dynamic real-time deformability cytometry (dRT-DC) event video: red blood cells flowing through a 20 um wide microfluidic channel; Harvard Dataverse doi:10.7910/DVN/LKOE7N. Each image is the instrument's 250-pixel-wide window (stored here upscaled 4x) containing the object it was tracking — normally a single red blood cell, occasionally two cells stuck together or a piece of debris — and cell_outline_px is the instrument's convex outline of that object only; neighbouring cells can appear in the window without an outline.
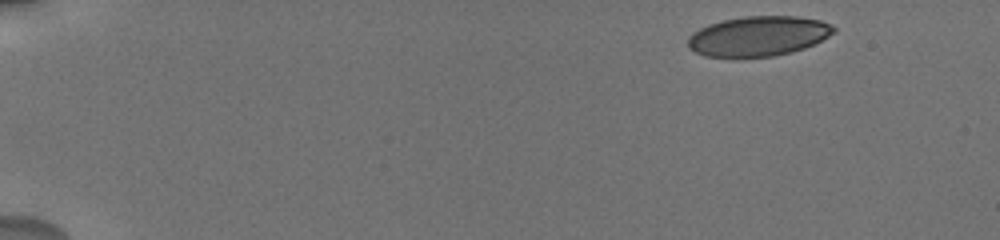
{"species": "human", "species_latin": "Homo sapiens", "temperature_condition": "cold", "stored_images_in_passage": 19, "camera_frame_rate_fps": 3000, "um_per_image_px": 0.085, "donor": {"sex": "male"}, "frame": {"image": 1, "passage_image": 1, "time_ms": 0.0, "image_size_px": [1000, 240], "cell_outline_px": [[836, 32], [804, 48], [792, 52], [772, 56], [704, 56], [688, 48], [688, 36], [692, 32], [708, 24], [724, 20], [744, 16], [796, 16], [820, 20], [836, 28]], "centroid_in_image_um": [64.44, 3.06], "position_along_channel_um": 20.6, "area_um2": 33.64}}
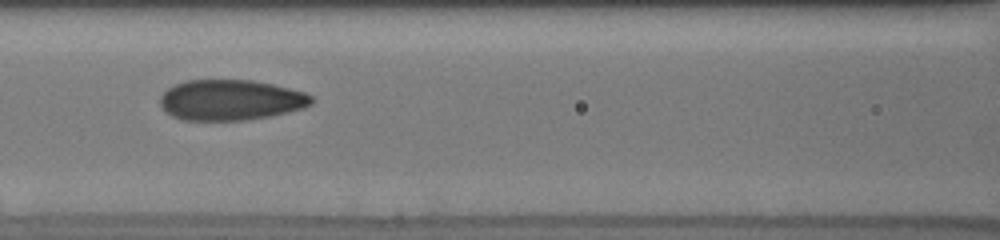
{"frame": {"image": 2, "passage_image": 11, "time_ms": 7.0, "image_size_px": [1000, 240], "cell_outline_px": [[316, 100], [312, 104], [304, 108], [288, 112], [248, 120], [184, 120], [172, 116], [164, 112], [160, 104], [160, 96], [168, 88], [176, 84], [188, 80], [252, 80], [272, 84], [304, 92], [312, 96]], "centroid_in_image_um": [19.61, 8.5], "position_along_channel_um": 147.0, "area_um2": 35.89}}
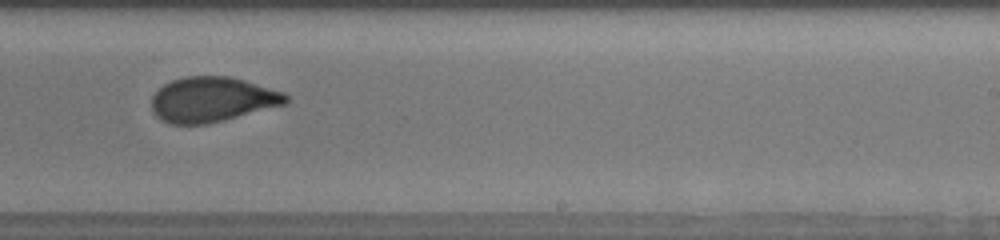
{"frame": {"image": 3, "passage_image": 14, "time_ms": 10.333, "image_size_px": [1000, 240], "cell_outline_px": [[288, 100], [284, 104], [224, 120], [208, 124], [168, 124], [156, 116], [152, 112], [152, 96], [164, 84], [172, 80], [188, 76], [228, 76], [244, 80], [284, 92], [288, 96]], "centroid_in_image_um": [18.01, 8.46], "position_along_channel_um": 271.0, "area_um2": 35.03}, "authors_computed_cell_mechanics": {"area_um2": 35.547, "velocity_mm_per_s": 3.7474, "shape_relaxation_time_tau1_ms": 5.8905, "shape_relaxation_time_tau2_ms": 0.9589, "deformation_change_tau1": 0.1725, "deformation_change_tau2": 0.0612}}